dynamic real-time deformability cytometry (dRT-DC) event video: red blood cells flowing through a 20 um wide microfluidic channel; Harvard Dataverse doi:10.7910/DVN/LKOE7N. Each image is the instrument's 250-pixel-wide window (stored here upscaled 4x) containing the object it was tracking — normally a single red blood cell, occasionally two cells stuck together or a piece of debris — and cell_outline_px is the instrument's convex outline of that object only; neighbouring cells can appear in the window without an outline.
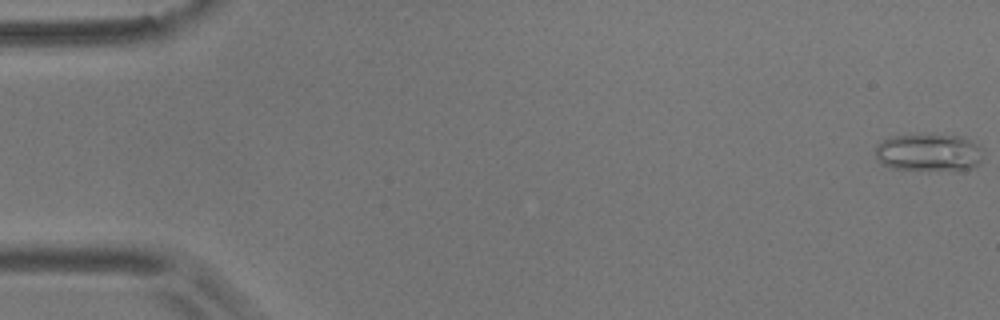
{"species": "common noctule bat (a hibernating species)", "species_latin": "Nyctalus noctula", "temperature_condition": "room temperature", "stored_images_in_passage": 56, "camera_frame_rate_fps": 3000, "um_per_image_px": 0.085, "animal": {"sex": "male", "body_mass_g": 17.9}, "frame": {"image": 1, "passage_image": 1, "time_ms": 0.0, "image_size_px": [1000, 320], "cell_outline_px": [[980, 164], [972, 168], [896, 168], [884, 164], [876, 156], [876, 144], [892, 136], [960, 136], [976, 144], [980, 148]], "centroid_in_image_um": [78.92, 12.94], "position_along_channel_um": 6.1, "area_um2": 22.08}}
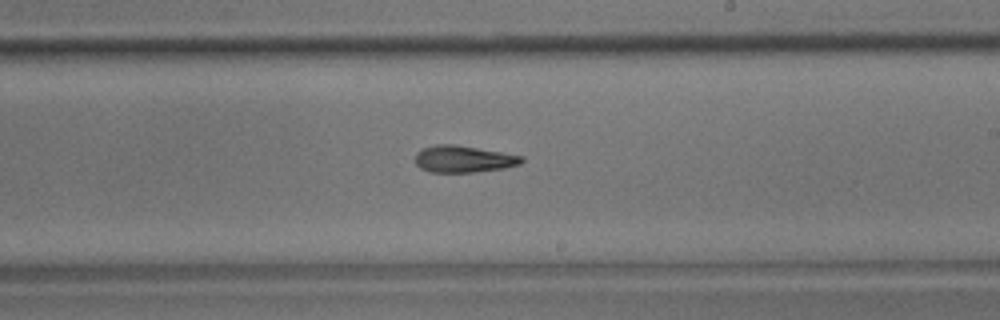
{"frame": {"image": 2, "passage_image": 33, "time_ms": 10.667, "image_size_px": [1000, 320], "cell_outline_px": [[524, 160], [520, 164], [504, 168], [472, 172], [428, 172], [420, 168], [416, 164], [416, 152], [424, 148], [436, 144], [456, 144], [524, 156]], "centroid_in_image_um": [39.4, 13.51], "position_along_channel_um": 249.6, "area_um2": 16.65}}
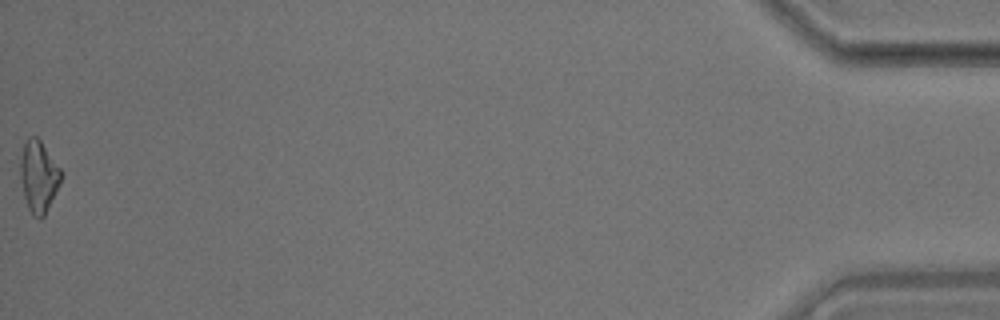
{"frame": {"image": 3, "passage_image": 56, "time_ms": 18.333, "image_size_px": [1000, 320], "cell_outline_px": [[64, 172], [60, 184], [44, 216], [40, 220], [32, 216], [28, 208], [24, 196], [20, 180], [20, 156], [24, 144], [28, 136], [36, 136], [40, 140]], "centroid_in_image_um": [3.29, 15.0], "position_along_channel_um": 431.9, "area_um2": 17.28}, "authors_computed_cell_mechanics": {"area_um2": 16.9932, "velocity_mm_per_s": 3.6515, "shape_relaxation_time_tau1_ms": null, "shape_relaxation_time_tau2_ms": 10.505, "deformation_change_tau1": null, "deformation_change_tau2": 0.2441}}